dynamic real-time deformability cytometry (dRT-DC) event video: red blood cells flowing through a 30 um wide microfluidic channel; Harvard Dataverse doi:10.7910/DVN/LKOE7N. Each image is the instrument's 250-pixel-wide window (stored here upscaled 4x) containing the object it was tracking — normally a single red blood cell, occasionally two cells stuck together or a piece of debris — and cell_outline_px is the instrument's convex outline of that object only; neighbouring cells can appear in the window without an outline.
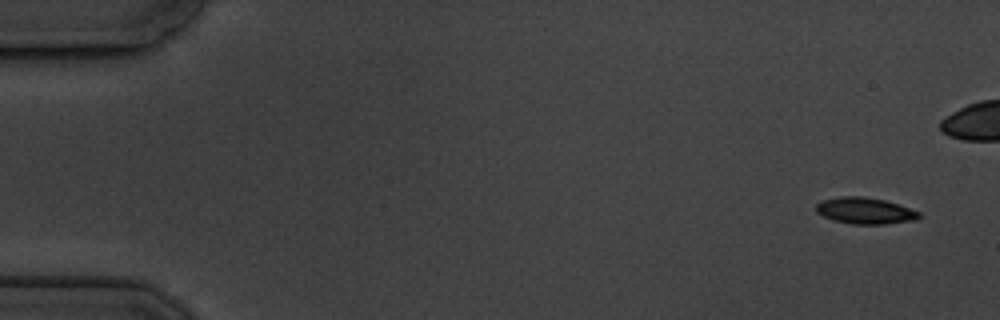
{"species": "common noctule bat (a hibernating species)", "species_latin": "Nyctalus noctula", "temperature_condition": "cold", "stored_images_in_passage": 6, "camera_frame_rate_fps": 3000, "um_per_image_px": 0.085, "animal": {"sex": "male", "body_mass_g": 19.5, "forearm_length_mm": 54.6}, "frame": {"image": 1, "passage_image": 1, "time_ms": 0.0, "image_size_px": [1000, 320], "cell_outline_px": [[920, 216], [916, 220], [884, 224], [852, 224], [832, 220], [816, 212], [816, 204], [824, 200], [840, 196], [864, 196], [884, 200], [920, 212]], "centroid_in_image_um": [73.51, 17.91], "position_along_channel_um": 11.5, "area_um2": 15.72}}